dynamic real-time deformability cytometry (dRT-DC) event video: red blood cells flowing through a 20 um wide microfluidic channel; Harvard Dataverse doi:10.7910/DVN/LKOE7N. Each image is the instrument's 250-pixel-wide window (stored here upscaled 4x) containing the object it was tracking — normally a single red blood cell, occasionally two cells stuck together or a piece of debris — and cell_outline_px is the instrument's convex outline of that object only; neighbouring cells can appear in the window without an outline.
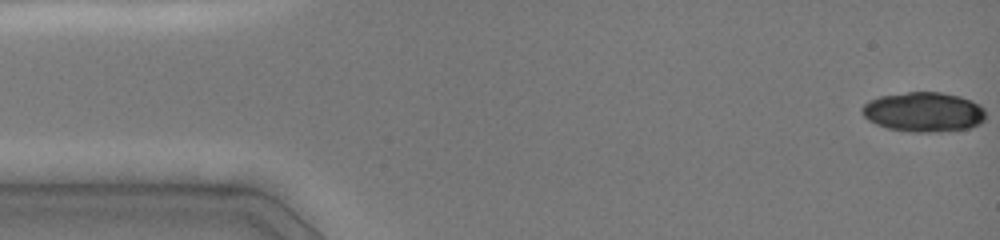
{"species": "common noctule bat (a hibernating species)", "species_latin": "Nyctalus noctula", "temperature_condition": "cold", "stored_images_in_passage": 17, "camera_frame_rate_fps": 3000, "um_per_image_px": 0.085, "animal": {"sex": "female", "body_mass_g": 19.0, "forearm_length_mm": 51.5}, "frame": {"image": 1, "passage_image": 1, "time_ms": 0.0, "image_size_px": [1000, 240], "cell_outline_px": [[984, 120], [980, 124], [968, 128], [940, 132], [908, 132], [888, 128], [876, 124], [868, 120], [860, 112], [860, 108], [868, 100], [880, 96], [908, 92], [940, 92], [960, 96], [972, 100], [980, 104], [984, 108]], "centroid_in_image_um": [78.5, 9.52], "position_along_channel_um": 6.5, "area_um2": 28.9}}
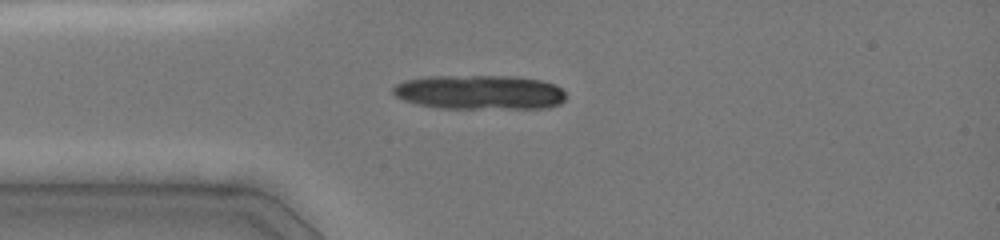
{"frame": {"image": 2, "passage_image": 8, "time_ms": 3.667, "image_size_px": [1000, 240], "cell_outline_px": [[564, 100], [560, 104], [548, 108], [440, 108], [420, 104], [404, 100], [396, 96], [392, 92], [392, 88], [396, 84], [404, 80], [428, 76], [516, 76], [540, 80], [556, 84], [564, 92]], "centroid_in_image_um": [40.78, 7.83], "position_along_channel_um": 44.2, "area_um2": 34.74}}